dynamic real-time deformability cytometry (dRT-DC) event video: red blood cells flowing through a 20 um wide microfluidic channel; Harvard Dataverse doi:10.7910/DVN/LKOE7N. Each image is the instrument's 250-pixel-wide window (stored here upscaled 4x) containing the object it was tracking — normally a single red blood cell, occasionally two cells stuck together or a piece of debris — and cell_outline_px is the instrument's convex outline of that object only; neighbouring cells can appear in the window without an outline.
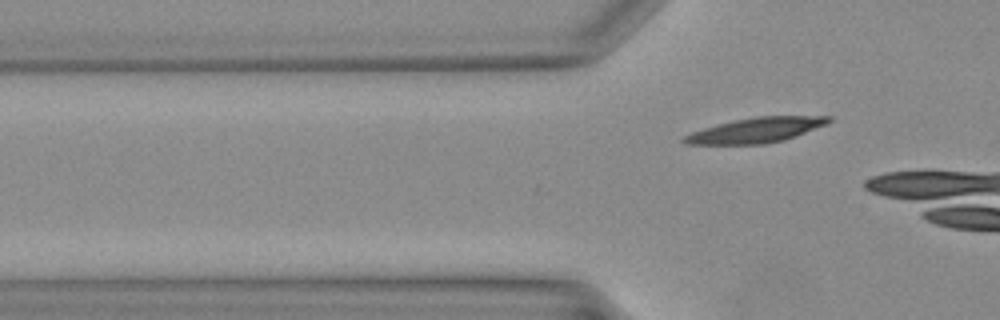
{"species": "Egyptian fruit bat (a non-hibernating species)", "species_latin": "Rousettus aegyptiacus", "temperature_condition": "warm", "stored_images_in_passage": 6, "camera_frame_rate_fps": 3000, "um_per_image_px": 0.085, "animal": {"sex": "female"}, "frame": {"image": 1, "passage_image": 6, "time_ms": 1.667, "image_size_px": [1000, 320], "cell_outline_px": [[832, 120], [828, 124], [784, 140], [764, 144], [684, 144], [680, 140], [684, 136], [692, 132], [716, 124], [732, 120], [756, 116], [832, 116]], "centroid_in_image_um": [64.26, 11.06], "position_along_channel_um": 61.5, "area_um2": 21.15}}